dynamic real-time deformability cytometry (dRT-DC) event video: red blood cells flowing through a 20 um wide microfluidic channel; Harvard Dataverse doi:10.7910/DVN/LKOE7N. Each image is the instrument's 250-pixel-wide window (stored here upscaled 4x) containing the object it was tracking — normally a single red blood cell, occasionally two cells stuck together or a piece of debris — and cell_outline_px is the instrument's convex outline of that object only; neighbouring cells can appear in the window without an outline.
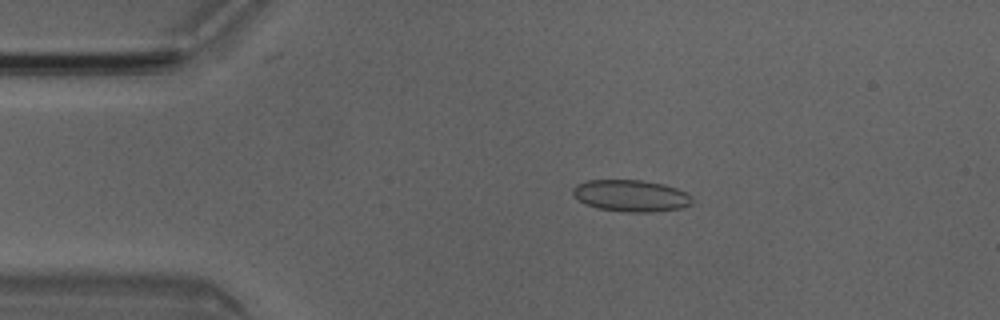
{"species": "Egyptian fruit bat (a non-hibernating species)", "species_latin": "Rousettus aegyptiacus", "temperature_condition": "room temperature", "stored_images_in_passage": 4, "camera_frame_rate_fps": 3000, "um_per_image_px": 0.085, "animal": {"sex": "male"}, "frame": {"image": 1, "passage_image": 3, "time_ms": 0.667, "image_size_px": [1000, 320], "cell_outline_px": [[692, 204], [684, 208], [652, 212], [628, 212], [596, 208], [584, 204], [572, 192], [572, 188], [576, 184], [588, 180], [640, 180], [664, 184], [676, 188], [692, 196]], "centroid_in_image_um": [53.64, 16.64], "position_along_channel_um": 31.4, "area_um2": 22.14}}